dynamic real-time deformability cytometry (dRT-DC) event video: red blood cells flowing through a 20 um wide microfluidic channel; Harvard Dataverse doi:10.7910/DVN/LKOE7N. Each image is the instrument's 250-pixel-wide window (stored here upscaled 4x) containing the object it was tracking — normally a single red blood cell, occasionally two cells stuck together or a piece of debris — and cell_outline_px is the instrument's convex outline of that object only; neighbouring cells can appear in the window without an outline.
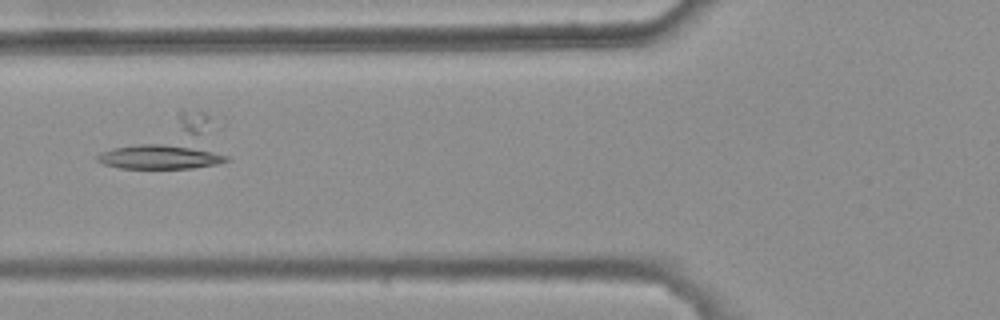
{"species": "common noctule bat (a hibernating species)", "species_latin": "Nyctalus noctula", "temperature_condition": "warm", "stored_images_in_passage": 8, "camera_frame_rate_fps": 3000, "um_per_image_px": 0.085, "animal": {"sex": "female", "body_mass_g": 25.1}, "frame": {"image": 1, "passage_image": 6, "time_ms": 1.667, "image_size_px": [1000, 320], "cell_outline_px": [[228, 160], [216, 164], [192, 168], [120, 168], [104, 164], [96, 160], [96, 156], [100, 152], [180, 108], [204, 112], [224, 124], [228, 156]], "centroid_in_image_um": [14.58, 12.21], "position_along_channel_um": 111.2, "area_um2": 39.02}}